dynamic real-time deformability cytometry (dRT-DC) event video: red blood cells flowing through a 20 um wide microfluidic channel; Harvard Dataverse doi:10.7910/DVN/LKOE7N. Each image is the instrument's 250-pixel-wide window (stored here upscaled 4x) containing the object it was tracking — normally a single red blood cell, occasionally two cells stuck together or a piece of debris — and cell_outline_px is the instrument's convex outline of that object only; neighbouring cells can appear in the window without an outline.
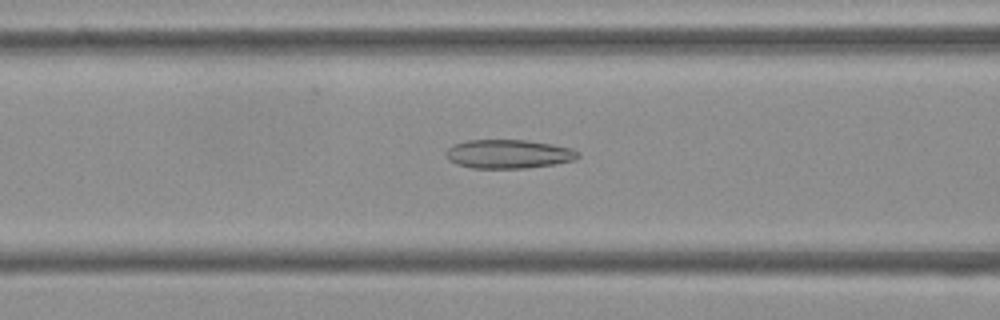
{"species": "Egyptian fruit bat (a non-hibernating species)", "species_latin": "Rousettus aegyptiacus", "temperature_condition": "cold", "stored_images_in_passage": 53, "camera_frame_rate_fps": 3000, "um_per_image_px": 0.085, "frame": {"image": 1, "passage_image": 21, "time_ms": 6.667, "image_size_px": [1000, 320], "cell_outline_px": [[580, 156], [576, 160], [556, 164], [528, 168], [472, 168], [456, 164], [448, 160], [444, 156], [444, 152], [452, 144], [468, 140], [528, 140], [552, 144], [572, 148], [580, 152]], "centroid_in_image_um": [43.22, 13.09], "position_along_channel_um": 123.4, "area_um2": 22.6}}
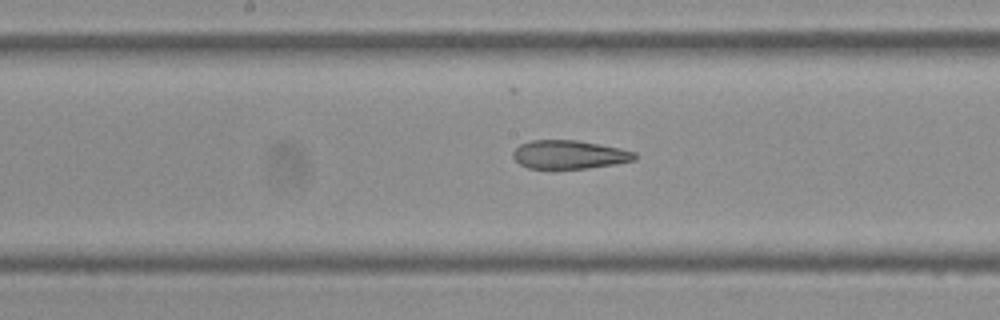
{"frame": {"image": 2, "passage_image": 27, "time_ms": 8.667, "image_size_px": [1000, 320], "cell_outline_px": [[636, 160], [616, 164], [588, 168], [552, 172], [528, 168], [520, 164], [512, 156], [512, 152], [520, 144], [532, 140], [576, 140], [600, 144], [620, 148], [636, 152]], "centroid_in_image_um": [48.36, 13.19], "position_along_channel_um": 199.8, "area_um2": 21.1}}
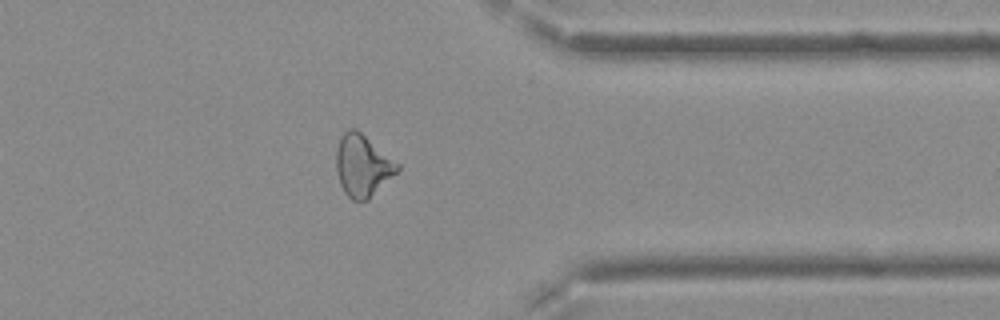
{"frame": {"image": 3, "passage_image": 42, "time_ms": 13.667, "image_size_px": [1000, 320], "cell_outline_px": [[400, 168], [368, 200], [352, 200], [344, 192], [340, 184], [336, 172], [336, 152], [340, 136], [348, 128], [356, 128], [400, 164]], "centroid_in_image_um": [30.8, 14.06], "position_along_channel_um": 380.6, "area_um2": 21.96}, "authors_computed_cell_mechanics": {"area_um2": 22.7154, "velocity_mm_per_s": 3.802, "shape_relaxation_time_tau1_ms": null, "shape_relaxation_time_tau2_ms": 4.105, "deformation_change_tau1": null, "deformation_change_tau2": 0.1383}}